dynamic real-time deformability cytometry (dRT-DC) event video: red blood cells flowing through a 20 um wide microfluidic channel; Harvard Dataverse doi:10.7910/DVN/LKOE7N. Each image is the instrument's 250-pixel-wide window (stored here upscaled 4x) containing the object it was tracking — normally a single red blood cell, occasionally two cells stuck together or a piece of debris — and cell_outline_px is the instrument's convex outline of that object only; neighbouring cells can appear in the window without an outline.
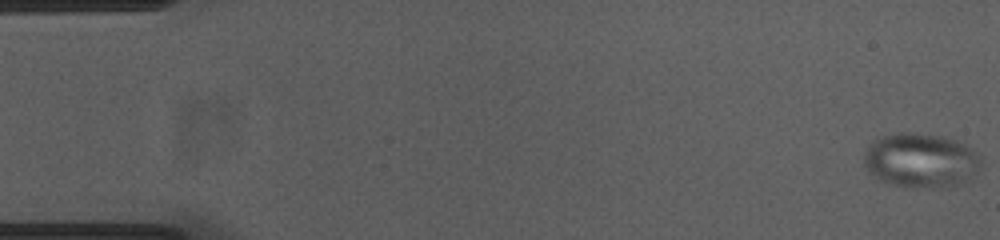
{"species": "common noctule bat (a hibernating species)", "species_latin": "Nyctalus noctula", "temperature_condition": "cold", "stored_images_in_passage": 12, "camera_frame_rate_fps": 3000, "um_per_image_px": 0.085, "animal": {"sex": "female", "body_mass_g": 23.0, "forearm_length_mm": 53.4}, "frame": {"image": 1, "passage_image": 1, "time_ms": 0.0, "image_size_px": [1000, 240], "cell_outline_px": [[980, 168], [968, 180], [960, 184], [944, 188], [904, 188], [888, 184], [880, 180], [868, 172], [864, 164], [864, 152], [872, 140], [896, 132], [908, 132], [944, 136], [956, 140], [964, 144], [976, 152], [980, 156]], "centroid_in_image_um": [78.25, 13.66], "position_along_channel_um": 6.8, "area_um2": 37.8}}